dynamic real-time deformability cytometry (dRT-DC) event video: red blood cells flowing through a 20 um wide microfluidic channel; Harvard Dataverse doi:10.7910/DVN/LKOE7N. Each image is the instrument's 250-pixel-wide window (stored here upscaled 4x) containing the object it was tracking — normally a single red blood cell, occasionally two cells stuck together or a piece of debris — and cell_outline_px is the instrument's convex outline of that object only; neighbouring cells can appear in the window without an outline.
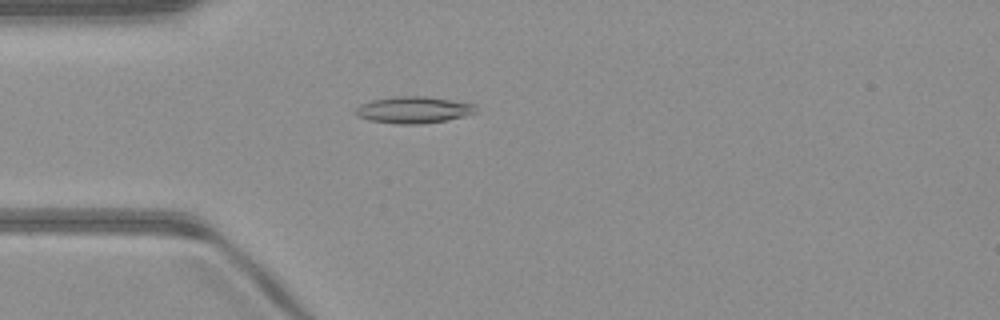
{"species": "common noctule bat (a hibernating species)", "species_latin": "Nyctalus noctula", "temperature_condition": "warm", "stored_images_in_passage": 49, "camera_frame_rate_fps": 3000, "um_per_image_px": 0.085, "animal": {"sex": "male", "body_mass_g": 23.1, "forearm_length_mm": 52.7}, "frame": {"image": 1, "passage_image": 13, "time_ms": 4.0, "image_size_px": [1000, 320], "cell_outline_px": [[476, 112], [464, 116], [448, 120], [420, 124], [396, 124], [368, 120], [356, 116], [356, 108], [360, 104], [372, 100], [396, 96], [424, 96], [476, 104]], "centroid_in_image_um": [35.14, 9.34], "position_along_channel_um": 49.9, "area_um2": 18.73}}
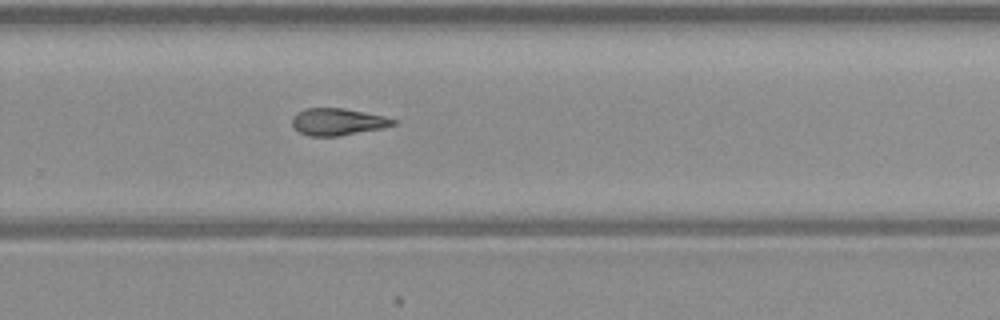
{"frame": {"image": 2, "passage_image": 32, "time_ms": 10.333, "image_size_px": [1000, 320], "cell_outline_px": [[396, 124], [380, 128], [340, 136], [308, 136], [300, 132], [292, 124], [292, 116], [296, 112], [304, 108], [344, 108], [384, 116], [396, 120]], "centroid_in_image_um": [28.66, 10.34], "position_along_channel_um": 301.1, "area_um2": 15.84}}
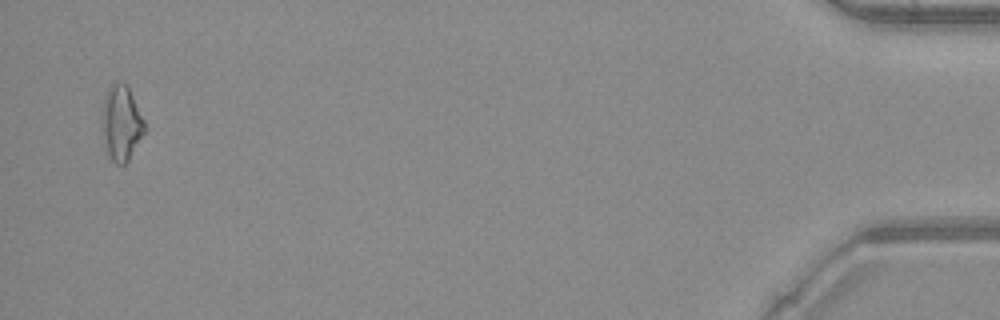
{"frame": {"image": 3, "passage_image": 48, "time_ms": 15.667, "image_size_px": [1000, 320], "cell_outline_px": [[144, 132], [128, 160], [124, 164], [116, 164], [108, 156], [100, 124], [100, 116], [104, 96], [112, 84], [116, 80], [128, 84], [144, 120]], "centroid_in_image_um": [10.27, 10.41], "position_along_channel_um": 424.9, "area_um2": 18.84}}